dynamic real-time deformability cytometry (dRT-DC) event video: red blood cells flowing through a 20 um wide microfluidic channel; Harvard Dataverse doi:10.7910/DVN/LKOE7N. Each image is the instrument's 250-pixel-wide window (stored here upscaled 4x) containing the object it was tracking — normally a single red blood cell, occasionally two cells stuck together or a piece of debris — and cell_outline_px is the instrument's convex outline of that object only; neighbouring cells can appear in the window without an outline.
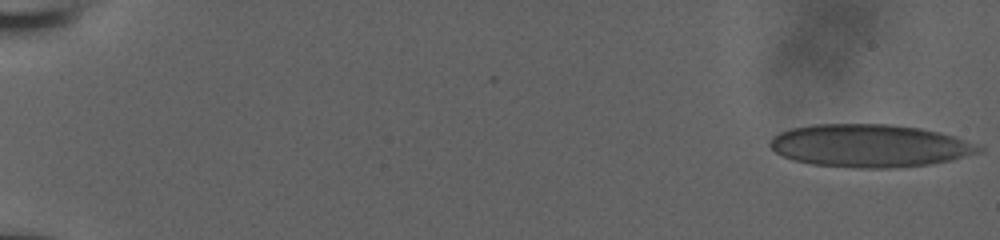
{"species": "human", "species_latin": "Homo sapiens", "temperature_condition": "room temperature", "stored_images_in_passage": 55, "camera_frame_rate_fps": 3000, "um_per_image_px": 0.085, "donor": {"sex": "male"}, "frame": {"image": 1, "passage_image": 1, "time_ms": 0.0, "image_size_px": [1000, 240], "cell_outline_px": [[984, 152], [948, 160], [928, 164], [888, 168], [856, 168], [812, 164], [796, 160], [784, 156], [776, 152], [768, 144], [772, 136], [780, 132], [792, 128], [812, 124], [888, 124], [920, 128], [940, 132], [980, 144], [984, 148]], "centroid_in_image_um": [73.95, 12.38], "position_along_channel_um": 11.1, "area_um2": 52.08}}
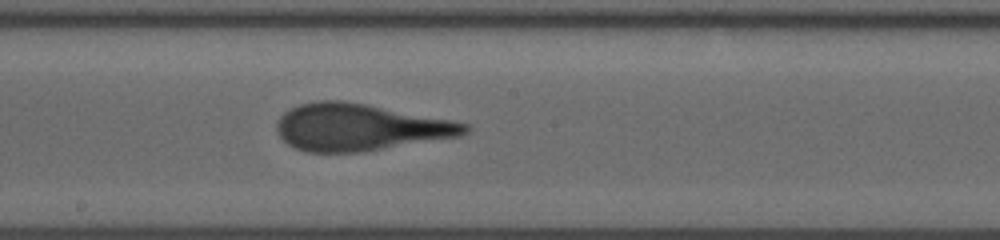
{"frame": {"image": 2, "passage_image": 32, "time_ms": 10.333, "image_size_px": [1000, 240], "cell_outline_px": [[472, 128], [468, 132], [460, 136], [360, 152], [308, 152], [296, 148], [288, 144], [280, 136], [276, 128], [276, 124], [280, 116], [288, 108], [300, 104], [316, 100], [344, 100], [368, 104], [452, 120], [468, 124]], "centroid_in_image_um": [30.57, 10.8], "position_along_channel_um": 217.6, "area_um2": 51.44}}
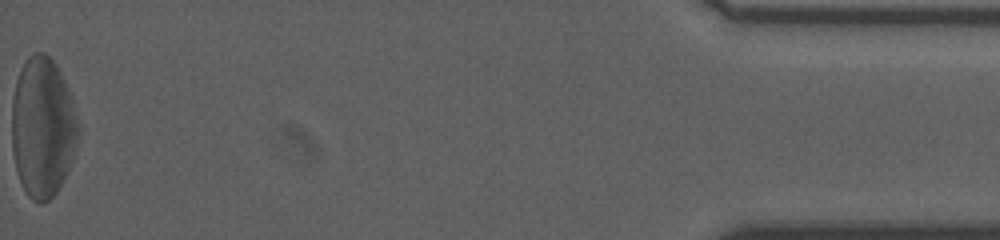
{"frame": {"image": 3, "passage_image": 55, "time_ms": 18.0, "image_size_px": [1000, 240], "cell_outline_px": [[80, 132], [72, 160], [56, 192], [48, 200], [40, 204], [32, 200], [28, 196], [16, 172], [12, 148], [12, 100], [16, 80], [24, 60], [32, 52], [44, 52], [56, 64], [72, 96], [80, 128]], "centroid_in_image_um": [3.63, 10.79], "position_along_channel_um": 431.6, "area_um2": 54.62}}